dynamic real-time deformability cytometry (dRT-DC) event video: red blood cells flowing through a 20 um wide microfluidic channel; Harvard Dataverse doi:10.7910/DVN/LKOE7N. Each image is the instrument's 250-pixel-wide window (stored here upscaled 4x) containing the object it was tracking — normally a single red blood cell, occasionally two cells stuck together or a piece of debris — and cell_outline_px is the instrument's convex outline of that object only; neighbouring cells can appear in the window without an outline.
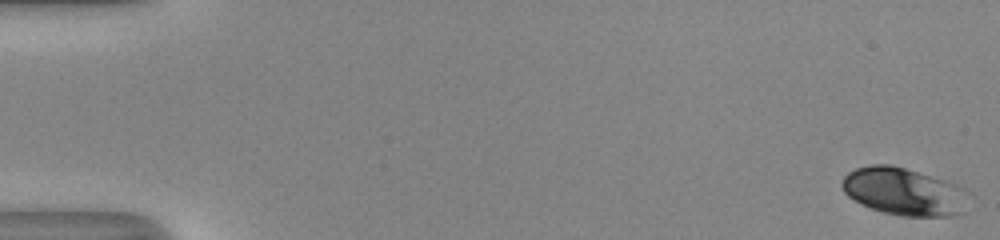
{"species": "human", "species_latin": "Homo sapiens", "temperature_condition": "room temperature", "stored_images_in_passage": 51, "camera_frame_rate_fps": 3000, "um_per_image_px": 0.085, "donor": {"sex": "male"}, "frame": {"image": 1, "passage_image": 1, "time_ms": 0.0, "image_size_px": [1000, 240], "cell_outline_px": [[968, 192], [956, 212], [952, 216], [900, 216], [884, 212], [872, 208], [848, 196], [844, 192], [840, 184], [844, 176], [848, 172], [856, 168], [872, 164], [892, 164], [956, 184], [964, 188]], "centroid_in_image_um": [76.73, 16.25], "position_along_channel_um": 8.3, "area_um2": 34.22}}
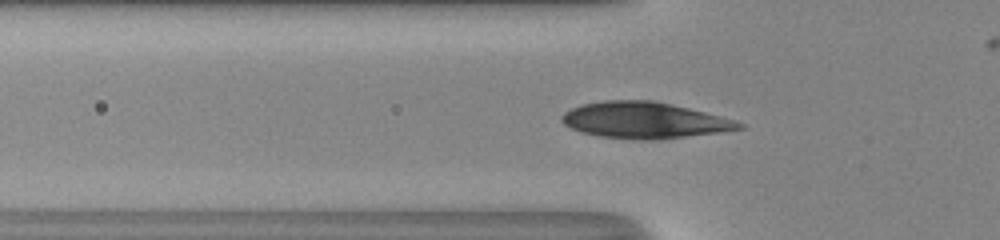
{"frame": {"image": 2, "passage_image": 18, "time_ms": 5.667, "image_size_px": [1000, 240], "cell_outline_px": [[744, 128], [720, 132], [660, 140], [632, 140], [600, 136], [580, 132], [564, 124], [560, 120], [560, 116], [564, 112], [580, 104], [604, 100], [652, 100], [672, 104], [736, 120], [744, 124]], "centroid_in_image_um": [54.74, 10.23], "position_along_channel_um": 71.1, "area_um2": 37.69}}
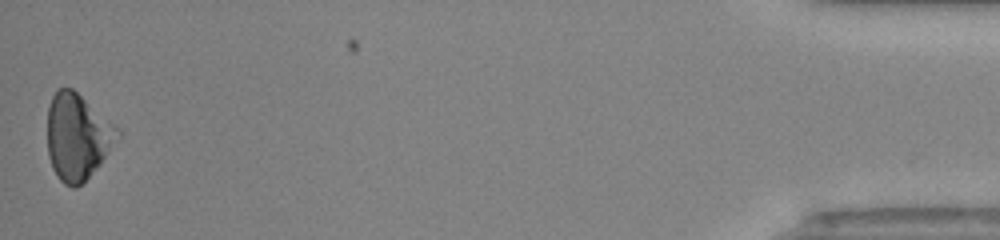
{"frame": {"image": 3, "passage_image": 51, "time_ms": 16.667, "image_size_px": [1000, 240], "cell_outline_px": [[120, 136], [100, 164], [76, 188], [72, 188], [64, 184], [60, 180], [52, 168], [48, 156], [48, 104], [56, 88], [72, 88], [120, 128]], "centroid_in_image_um": [6.57, 11.6], "position_along_channel_um": 428.6, "area_um2": 35.2}, "authors_computed_cell_mechanics": {"area_um2": 35.0846, "velocity_mm_per_s": 4.101, "shape_relaxation_time_tau1_ms": 5.8581, "shape_relaxation_time_tau2_ms": 1.4113, "deformation_change_tau1": 0.1708, "deformation_change_tau2": 0.0521}}